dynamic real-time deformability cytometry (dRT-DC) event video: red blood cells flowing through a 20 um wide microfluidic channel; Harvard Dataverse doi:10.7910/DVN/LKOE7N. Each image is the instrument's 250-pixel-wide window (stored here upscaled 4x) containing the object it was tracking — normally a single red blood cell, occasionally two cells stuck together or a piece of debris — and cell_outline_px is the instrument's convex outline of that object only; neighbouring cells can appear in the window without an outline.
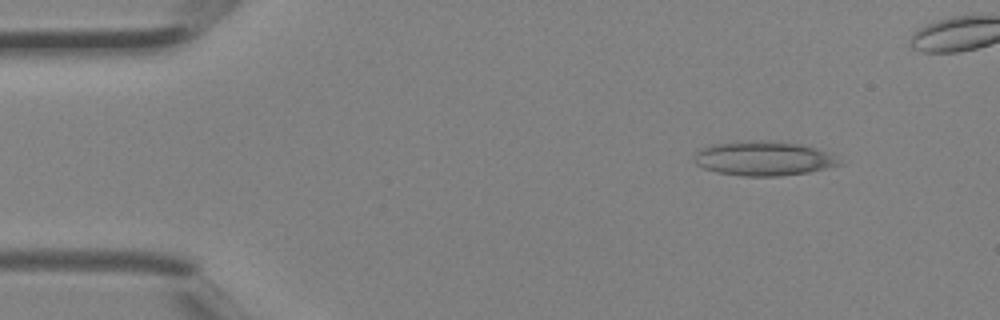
{"species": "Egyptian fruit bat (a non-hibernating species)", "species_latin": "Rousettus aegyptiacus", "temperature_condition": "room temperature", "stored_images_in_passage": 3, "camera_frame_rate_fps": 3000, "um_per_image_px": 0.085, "animal": {"sex": "female"}, "frame": {"image": 1, "passage_image": 1, "time_ms": 0.0, "image_size_px": [1000, 320], "cell_outline_px": [[844, 164], [808, 172], [780, 176], [740, 176], [716, 172], [704, 168], [696, 164], [696, 152], [700, 148], [708, 144], [732, 140], [768, 140], [800, 144], [816, 148], [828, 152]], "centroid_in_image_um": [64.86, 13.45], "position_along_channel_um": 20.1, "area_um2": 29.48}}